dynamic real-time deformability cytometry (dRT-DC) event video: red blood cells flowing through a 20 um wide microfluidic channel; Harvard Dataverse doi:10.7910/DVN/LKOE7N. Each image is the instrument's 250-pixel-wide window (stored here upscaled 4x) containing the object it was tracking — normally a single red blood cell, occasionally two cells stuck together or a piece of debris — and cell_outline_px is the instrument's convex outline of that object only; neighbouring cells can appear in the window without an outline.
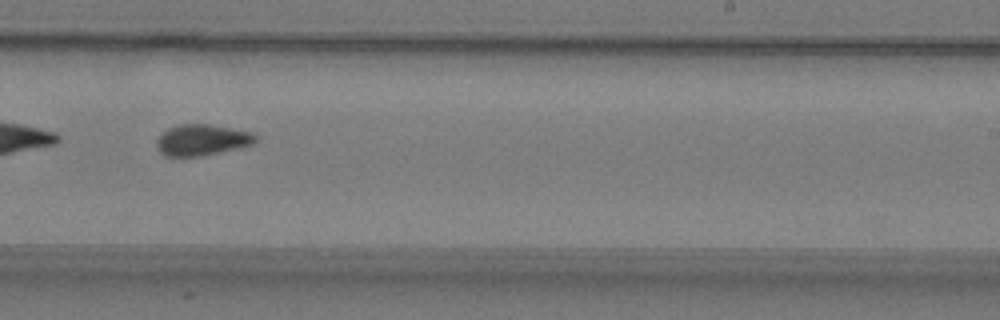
{"species": "common noctule bat (a hibernating species)", "species_latin": "Nyctalus noctula", "temperature_condition": "warm", "stored_images_in_passage": 38, "camera_frame_rate_fps": 3000, "um_per_image_px": 0.085, "animal": {"sex": "male", "body_mass_g": 19.2, "forearm_length_mm": 51.8}, "frame": {"image": 1, "passage_image": 17, "time_ms": 5.333, "image_size_px": [1000, 320], "cell_outline_px": [[256, 140], [252, 144], [200, 156], [164, 156], [156, 148], [156, 140], [168, 128], [180, 124], [208, 124], [252, 132], [256, 136]], "centroid_in_image_um": [17.12, 11.89], "position_along_channel_um": 271.9, "area_um2": 17.63}}
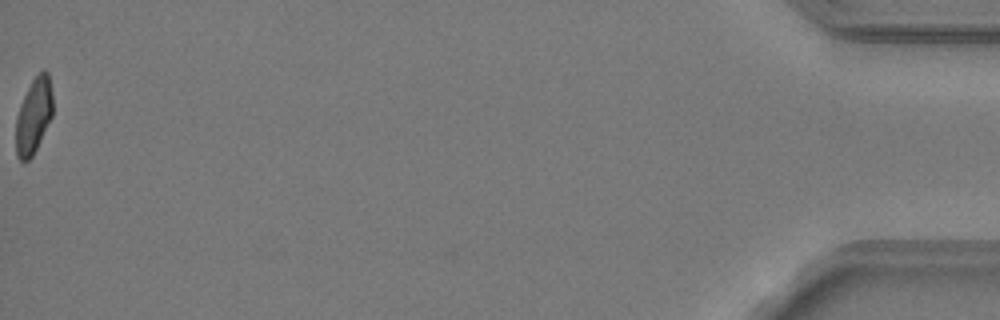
{"frame": {"image": 2, "passage_image": 38, "time_ms": 12.333, "image_size_px": [1000, 320], "cell_outline_px": [[52, 116], [32, 156], [28, 160], [20, 160], [16, 156], [16, 116], [20, 104], [32, 80], [44, 68], [48, 72], [52, 92]], "centroid_in_image_um": [2.86, 9.82], "position_along_channel_um": 432.3, "area_um2": 16.07}, "authors_computed_cell_mechanics": {"area_um2": 17.629, "velocity_mm_per_s": 3.7877, "shape_relaxation_time_tau1_ms": 6.3106, "shape_relaxation_time_tau2_ms": 3.1276, "deformation_change_tau1": 0.1444, "deformation_change_tau2": 0.0849}}